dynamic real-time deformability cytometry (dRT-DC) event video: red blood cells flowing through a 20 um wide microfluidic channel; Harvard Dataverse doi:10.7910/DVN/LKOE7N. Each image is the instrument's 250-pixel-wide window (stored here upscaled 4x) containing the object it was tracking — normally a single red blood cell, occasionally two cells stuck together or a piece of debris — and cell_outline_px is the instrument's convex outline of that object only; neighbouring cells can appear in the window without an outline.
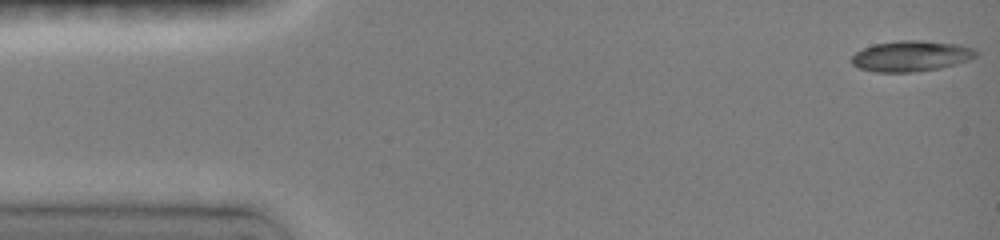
{"species": "common noctule bat (a hibernating species)", "species_latin": "Nyctalus noctula", "temperature_condition": "room temperature", "stored_images_in_passage": 67, "camera_frame_rate_fps": 3000, "um_per_image_px": 0.085, "animal": {"sex": "female", "body_mass_g": 19.0, "forearm_length_mm": 51.5}, "frame": {"image": 1, "passage_image": 1, "time_ms": 0.0, "image_size_px": [1000, 240], "cell_outline_px": [[980, 52], [976, 56], [968, 60], [956, 64], [940, 68], [912, 72], [876, 72], [860, 68], [852, 64], [852, 56], [856, 52], [872, 44], [900, 40], [920, 40], [960, 44], [976, 48]], "centroid_in_image_um": [77.49, 4.75], "position_along_channel_um": 7.5, "area_um2": 22.43}}
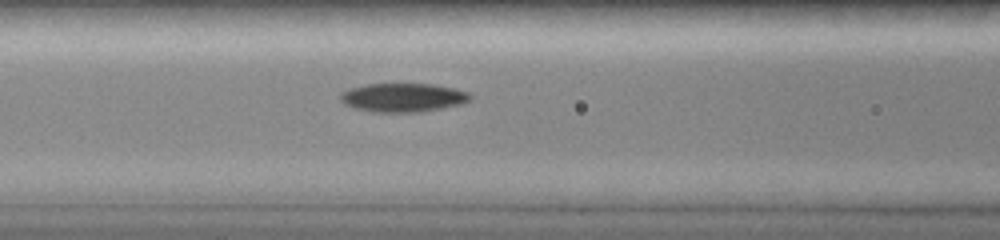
{"frame": {"image": 2, "passage_image": 28, "time_ms": 6.0, "image_size_px": [1000, 240], "cell_outline_px": [[472, 100], [460, 104], [420, 112], [372, 112], [356, 108], [344, 104], [340, 100], [340, 92], [348, 88], [364, 84], [432, 84], [456, 88], [468, 92], [472, 96]], "centroid_in_image_um": [34.24, 8.28], "position_along_channel_um": 132.4, "area_um2": 21.91}}
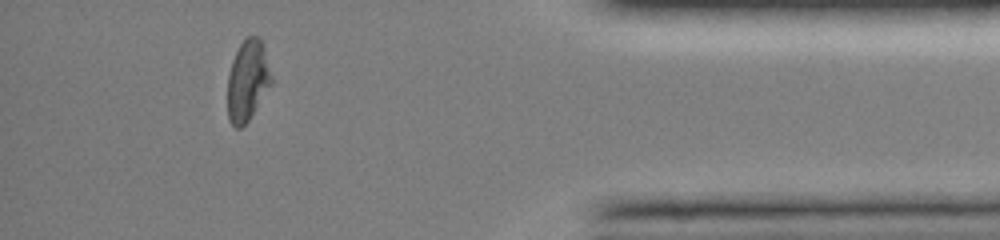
{"frame": {"image": 3, "passage_image": 60, "time_ms": 13.667, "image_size_px": [1000, 240], "cell_outline_px": [[272, 84], [248, 120], [240, 128], [236, 128], [228, 120], [228, 76], [232, 60], [240, 44], [248, 36], [256, 36], [260, 40], [264, 48], [272, 76]], "centroid_in_image_um": [21.04, 6.86], "position_along_channel_um": 414.2, "area_um2": 20.4}, "authors_computed_cell_mechanics": {"area_um2": 21.386, "velocity_mm_per_s": 4.0513, "shape_relaxation_time_tau1_ms": 4.1592, "shape_relaxation_time_tau2_ms": null, "deformation_change_tau1": 0.1947, "deformation_change_tau2": null}}